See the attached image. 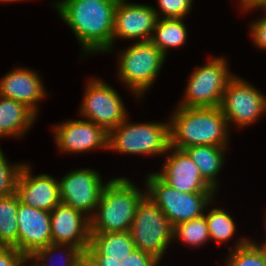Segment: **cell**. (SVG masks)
Returning a JSON list of instances; mask_svg holds the SVG:
<instances>
[{"instance_id":"obj_1","label":"cell","mask_w":266,"mask_h":266,"mask_svg":"<svg viewBox=\"0 0 266 266\" xmlns=\"http://www.w3.org/2000/svg\"><path fill=\"white\" fill-rule=\"evenodd\" d=\"M174 227L146 195L138 204L124 240L106 257L112 266H160L173 239Z\"/></svg>"},{"instance_id":"obj_2","label":"cell","mask_w":266,"mask_h":266,"mask_svg":"<svg viewBox=\"0 0 266 266\" xmlns=\"http://www.w3.org/2000/svg\"><path fill=\"white\" fill-rule=\"evenodd\" d=\"M127 177L108 180L99 204L90 217V234L95 247L107 257L127 236L138 204L146 196Z\"/></svg>"},{"instance_id":"obj_3","label":"cell","mask_w":266,"mask_h":266,"mask_svg":"<svg viewBox=\"0 0 266 266\" xmlns=\"http://www.w3.org/2000/svg\"><path fill=\"white\" fill-rule=\"evenodd\" d=\"M119 0H56V12L70 27L84 55L112 49L114 13Z\"/></svg>"},{"instance_id":"obj_4","label":"cell","mask_w":266,"mask_h":266,"mask_svg":"<svg viewBox=\"0 0 266 266\" xmlns=\"http://www.w3.org/2000/svg\"><path fill=\"white\" fill-rule=\"evenodd\" d=\"M169 117L170 146L173 148L229 146L230 128L220 107L177 106Z\"/></svg>"},{"instance_id":"obj_5","label":"cell","mask_w":266,"mask_h":266,"mask_svg":"<svg viewBox=\"0 0 266 266\" xmlns=\"http://www.w3.org/2000/svg\"><path fill=\"white\" fill-rule=\"evenodd\" d=\"M117 56V77L137 99L151 88L167 58L150 40L134 42Z\"/></svg>"},{"instance_id":"obj_6","label":"cell","mask_w":266,"mask_h":266,"mask_svg":"<svg viewBox=\"0 0 266 266\" xmlns=\"http://www.w3.org/2000/svg\"><path fill=\"white\" fill-rule=\"evenodd\" d=\"M128 120L127 117L108 132V150L153 157L166 154L170 147V121L131 123Z\"/></svg>"},{"instance_id":"obj_7","label":"cell","mask_w":266,"mask_h":266,"mask_svg":"<svg viewBox=\"0 0 266 266\" xmlns=\"http://www.w3.org/2000/svg\"><path fill=\"white\" fill-rule=\"evenodd\" d=\"M145 179L146 195L166 215L173 227L203 216L216 195L180 192L163 181L154 171Z\"/></svg>"},{"instance_id":"obj_8","label":"cell","mask_w":266,"mask_h":266,"mask_svg":"<svg viewBox=\"0 0 266 266\" xmlns=\"http://www.w3.org/2000/svg\"><path fill=\"white\" fill-rule=\"evenodd\" d=\"M223 56L213 57L190 74L181 107H220L223 93L234 76Z\"/></svg>"},{"instance_id":"obj_9","label":"cell","mask_w":266,"mask_h":266,"mask_svg":"<svg viewBox=\"0 0 266 266\" xmlns=\"http://www.w3.org/2000/svg\"><path fill=\"white\" fill-rule=\"evenodd\" d=\"M52 243L78 247L95 265L106 257L95 247L90 234V218L71 206L59 203L50 212Z\"/></svg>"},{"instance_id":"obj_10","label":"cell","mask_w":266,"mask_h":266,"mask_svg":"<svg viewBox=\"0 0 266 266\" xmlns=\"http://www.w3.org/2000/svg\"><path fill=\"white\" fill-rule=\"evenodd\" d=\"M79 106L83 119L92 121L107 132L117 127L129 115L118 92L101 78L88 79Z\"/></svg>"},{"instance_id":"obj_11","label":"cell","mask_w":266,"mask_h":266,"mask_svg":"<svg viewBox=\"0 0 266 266\" xmlns=\"http://www.w3.org/2000/svg\"><path fill=\"white\" fill-rule=\"evenodd\" d=\"M220 108L229 128L234 123L243 129L266 112V97L253 84L234 75L223 93Z\"/></svg>"},{"instance_id":"obj_12","label":"cell","mask_w":266,"mask_h":266,"mask_svg":"<svg viewBox=\"0 0 266 266\" xmlns=\"http://www.w3.org/2000/svg\"><path fill=\"white\" fill-rule=\"evenodd\" d=\"M107 182L103 184L100 173L89 167L74 169L58 181L61 202L90 218Z\"/></svg>"},{"instance_id":"obj_13","label":"cell","mask_w":266,"mask_h":266,"mask_svg":"<svg viewBox=\"0 0 266 266\" xmlns=\"http://www.w3.org/2000/svg\"><path fill=\"white\" fill-rule=\"evenodd\" d=\"M157 21L154 6L119 0L114 13L112 49L109 51H113L117 39L134 42L150 40Z\"/></svg>"},{"instance_id":"obj_14","label":"cell","mask_w":266,"mask_h":266,"mask_svg":"<svg viewBox=\"0 0 266 266\" xmlns=\"http://www.w3.org/2000/svg\"><path fill=\"white\" fill-rule=\"evenodd\" d=\"M53 136L60 153L108 150V132L85 119L67 120L53 126Z\"/></svg>"},{"instance_id":"obj_15","label":"cell","mask_w":266,"mask_h":266,"mask_svg":"<svg viewBox=\"0 0 266 266\" xmlns=\"http://www.w3.org/2000/svg\"><path fill=\"white\" fill-rule=\"evenodd\" d=\"M164 161L162 170L155 173L176 190L191 193L217 192L202 178L197 165L184 150L170 146Z\"/></svg>"},{"instance_id":"obj_16","label":"cell","mask_w":266,"mask_h":266,"mask_svg":"<svg viewBox=\"0 0 266 266\" xmlns=\"http://www.w3.org/2000/svg\"><path fill=\"white\" fill-rule=\"evenodd\" d=\"M18 251L27 259L52 243L50 212L24 205L17 209Z\"/></svg>"},{"instance_id":"obj_17","label":"cell","mask_w":266,"mask_h":266,"mask_svg":"<svg viewBox=\"0 0 266 266\" xmlns=\"http://www.w3.org/2000/svg\"><path fill=\"white\" fill-rule=\"evenodd\" d=\"M31 165L24 163L18 177L16 194L24 205L51 212L61 203L56 178L46 173L33 176Z\"/></svg>"},{"instance_id":"obj_18","label":"cell","mask_w":266,"mask_h":266,"mask_svg":"<svg viewBox=\"0 0 266 266\" xmlns=\"http://www.w3.org/2000/svg\"><path fill=\"white\" fill-rule=\"evenodd\" d=\"M26 67L13 68L0 78V96L24 103L36 115L40 100L47 96L39 73Z\"/></svg>"},{"instance_id":"obj_19","label":"cell","mask_w":266,"mask_h":266,"mask_svg":"<svg viewBox=\"0 0 266 266\" xmlns=\"http://www.w3.org/2000/svg\"><path fill=\"white\" fill-rule=\"evenodd\" d=\"M37 117L24 103L0 96V138L12 136L20 139Z\"/></svg>"},{"instance_id":"obj_20","label":"cell","mask_w":266,"mask_h":266,"mask_svg":"<svg viewBox=\"0 0 266 266\" xmlns=\"http://www.w3.org/2000/svg\"><path fill=\"white\" fill-rule=\"evenodd\" d=\"M228 147L214 145H194L184 149L197 165L202 178L216 191L217 176L225 163V152Z\"/></svg>"},{"instance_id":"obj_21","label":"cell","mask_w":266,"mask_h":266,"mask_svg":"<svg viewBox=\"0 0 266 266\" xmlns=\"http://www.w3.org/2000/svg\"><path fill=\"white\" fill-rule=\"evenodd\" d=\"M56 253H60L61 256L63 254V258H59L60 262L63 261L61 262V265L63 264L62 266L95 265L78 247L69 244L51 243L46 247L38 249L32 256L28 258V262L31 261L32 263V265L29 266H56L53 263V254L56 256Z\"/></svg>"},{"instance_id":"obj_22","label":"cell","mask_w":266,"mask_h":266,"mask_svg":"<svg viewBox=\"0 0 266 266\" xmlns=\"http://www.w3.org/2000/svg\"><path fill=\"white\" fill-rule=\"evenodd\" d=\"M150 41L167 56L171 48L185 45L188 32L183 18H158Z\"/></svg>"},{"instance_id":"obj_23","label":"cell","mask_w":266,"mask_h":266,"mask_svg":"<svg viewBox=\"0 0 266 266\" xmlns=\"http://www.w3.org/2000/svg\"><path fill=\"white\" fill-rule=\"evenodd\" d=\"M19 198L16 193L0 197V246L18 250L17 209Z\"/></svg>"},{"instance_id":"obj_24","label":"cell","mask_w":266,"mask_h":266,"mask_svg":"<svg viewBox=\"0 0 266 266\" xmlns=\"http://www.w3.org/2000/svg\"><path fill=\"white\" fill-rule=\"evenodd\" d=\"M235 247H228L229 255L225 266H265L264 251L247 238H238Z\"/></svg>"},{"instance_id":"obj_25","label":"cell","mask_w":266,"mask_h":266,"mask_svg":"<svg viewBox=\"0 0 266 266\" xmlns=\"http://www.w3.org/2000/svg\"><path fill=\"white\" fill-rule=\"evenodd\" d=\"M208 211L207 214L204 213V216L207 221L210 240L217 243L229 242L236 232L234 218L221 208L216 207Z\"/></svg>"},{"instance_id":"obj_26","label":"cell","mask_w":266,"mask_h":266,"mask_svg":"<svg viewBox=\"0 0 266 266\" xmlns=\"http://www.w3.org/2000/svg\"><path fill=\"white\" fill-rule=\"evenodd\" d=\"M173 239L186 243L189 247H200L210 240L205 216L191 219L174 226Z\"/></svg>"},{"instance_id":"obj_27","label":"cell","mask_w":266,"mask_h":266,"mask_svg":"<svg viewBox=\"0 0 266 266\" xmlns=\"http://www.w3.org/2000/svg\"><path fill=\"white\" fill-rule=\"evenodd\" d=\"M24 163L10 164L0 148V197L16 193L18 177Z\"/></svg>"},{"instance_id":"obj_28","label":"cell","mask_w":266,"mask_h":266,"mask_svg":"<svg viewBox=\"0 0 266 266\" xmlns=\"http://www.w3.org/2000/svg\"><path fill=\"white\" fill-rule=\"evenodd\" d=\"M158 8L154 10L158 18H185L192 9L194 0H157ZM160 11V12H159ZM185 16V17H184Z\"/></svg>"},{"instance_id":"obj_29","label":"cell","mask_w":266,"mask_h":266,"mask_svg":"<svg viewBox=\"0 0 266 266\" xmlns=\"http://www.w3.org/2000/svg\"><path fill=\"white\" fill-rule=\"evenodd\" d=\"M261 9L265 12L263 14V17L257 20H252L249 24L250 26V33H251V38L252 42L255 44L256 48H261L262 50H266V5H252V6H247L244 7L240 10L245 11H252L254 9Z\"/></svg>"},{"instance_id":"obj_30","label":"cell","mask_w":266,"mask_h":266,"mask_svg":"<svg viewBox=\"0 0 266 266\" xmlns=\"http://www.w3.org/2000/svg\"><path fill=\"white\" fill-rule=\"evenodd\" d=\"M28 263V259L14 247L0 246V266H26Z\"/></svg>"},{"instance_id":"obj_31","label":"cell","mask_w":266,"mask_h":266,"mask_svg":"<svg viewBox=\"0 0 266 266\" xmlns=\"http://www.w3.org/2000/svg\"><path fill=\"white\" fill-rule=\"evenodd\" d=\"M252 5H266V0H239L238 4L241 9Z\"/></svg>"},{"instance_id":"obj_32","label":"cell","mask_w":266,"mask_h":266,"mask_svg":"<svg viewBox=\"0 0 266 266\" xmlns=\"http://www.w3.org/2000/svg\"><path fill=\"white\" fill-rule=\"evenodd\" d=\"M265 224H266V218H265ZM264 229H266V225H265V228ZM265 233H266V231H265ZM263 251H265L266 252V240L263 242V243H259L258 244V242H255Z\"/></svg>"},{"instance_id":"obj_33","label":"cell","mask_w":266,"mask_h":266,"mask_svg":"<svg viewBox=\"0 0 266 266\" xmlns=\"http://www.w3.org/2000/svg\"><path fill=\"white\" fill-rule=\"evenodd\" d=\"M20 2V1H25V0H0L1 3H9V2Z\"/></svg>"},{"instance_id":"obj_34","label":"cell","mask_w":266,"mask_h":266,"mask_svg":"<svg viewBox=\"0 0 266 266\" xmlns=\"http://www.w3.org/2000/svg\"><path fill=\"white\" fill-rule=\"evenodd\" d=\"M94 266H112V265H110L109 263H107V262L105 261V262H103V263L96 264V265H94Z\"/></svg>"},{"instance_id":"obj_35","label":"cell","mask_w":266,"mask_h":266,"mask_svg":"<svg viewBox=\"0 0 266 266\" xmlns=\"http://www.w3.org/2000/svg\"><path fill=\"white\" fill-rule=\"evenodd\" d=\"M264 265L266 266V252L264 251Z\"/></svg>"}]
</instances>
